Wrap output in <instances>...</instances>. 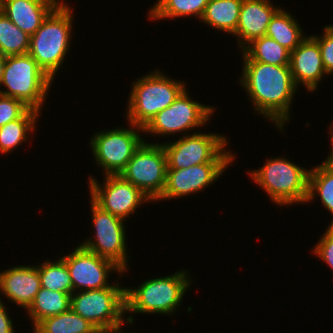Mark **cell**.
<instances>
[{
  "label": "cell",
  "mask_w": 333,
  "mask_h": 333,
  "mask_svg": "<svg viewBox=\"0 0 333 333\" xmlns=\"http://www.w3.org/2000/svg\"><path fill=\"white\" fill-rule=\"evenodd\" d=\"M243 64L240 84L249 94L253 107L283 131L285 122L290 121V106L298 89L290 66L257 61H244Z\"/></svg>",
  "instance_id": "6da1fadb"
},
{
  "label": "cell",
  "mask_w": 333,
  "mask_h": 333,
  "mask_svg": "<svg viewBox=\"0 0 333 333\" xmlns=\"http://www.w3.org/2000/svg\"><path fill=\"white\" fill-rule=\"evenodd\" d=\"M67 5L62 0L30 37L28 53L52 80L70 47L73 10Z\"/></svg>",
  "instance_id": "7a4b0ae2"
},
{
  "label": "cell",
  "mask_w": 333,
  "mask_h": 333,
  "mask_svg": "<svg viewBox=\"0 0 333 333\" xmlns=\"http://www.w3.org/2000/svg\"><path fill=\"white\" fill-rule=\"evenodd\" d=\"M161 73L155 70L133 82L126 114L129 123L144 128L157 113L169 107L187 89L184 82Z\"/></svg>",
  "instance_id": "3957f363"
},
{
  "label": "cell",
  "mask_w": 333,
  "mask_h": 333,
  "mask_svg": "<svg viewBox=\"0 0 333 333\" xmlns=\"http://www.w3.org/2000/svg\"><path fill=\"white\" fill-rule=\"evenodd\" d=\"M189 277L187 271L179 270L166 277L146 280L138 288L127 287L126 313L173 314L192 282Z\"/></svg>",
  "instance_id": "277c9868"
},
{
  "label": "cell",
  "mask_w": 333,
  "mask_h": 333,
  "mask_svg": "<svg viewBox=\"0 0 333 333\" xmlns=\"http://www.w3.org/2000/svg\"><path fill=\"white\" fill-rule=\"evenodd\" d=\"M309 171L284 157H276L248 173L266 191L273 203L282 206L306 203Z\"/></svg>",
  "instance_id": "5b68a950"
},
{
  "label": "cell",
  "mask_w": 333,
  "mask_h": 333,
  "mask_svg": "<svg viewBox=\"0 0 333 333\" xmlns=\"http://www.w3.org/2000/svg\"><path fill=\"white\" fill-rule=\"evenodd\" d=\"M53 80L29 53L6 56L0 94L22 101L30 109L41 111Z\"/></svg>",
  "instance_id": "8992f818"
},
{
  "label": "cell",
  "mask_w": 333,
  "mask_h": 333,
  "mask_svg": "<svg viewBox=\"0 0 333 333\" xmlns=\"http://www.w3.org/2000/svg\"><path fill=\"white\" fill-rule=\"evenodd\" d=\"M162 146L167 157V169H182L203 163H231L235 156L227 151V138L216 133L183 135Z\"/></svg>",
  "instance_id": "52a82bcc"
},
{
  "label": "cell",
  "mask_w": 333,
  "mask_h": 333,
  "mask_svg": "<svg viewBox=\"0 0 333 333\" xmlns=\"http://www.w3.org/2000/svg\"><path fill=\"white\" fill-rule=\"evenodd\" d=\"M125 289L116 282L106 288L73 292L70 308L97 329L124 325Z\"/></svg>",
  "instance_id": "ba28073f"
},
{
  "label": "cell",
  "mask_w": 333,
  "mask_h": 333,
  "mask_svg": "<svg viewBox=\"0 0 333 333\" xmlns=\"http://www.w3.org/2000/svg\"><path fill=\"white\" fill-rule=\"evenodd\" d=\"M151 201H157L166 186L167 157L162 143L144 141L119 174Z\"/></svg>",
  "instance_id": "9c48e42d"
},
{
  "label": "cell",
  "mask_w": 333,
  "mask_h": 333,
  "mask_svg": "<svg viewBox=\"0 0 333 333\" xmlns=\"http://www.w3.org/2000/svg\"><path fill=\"white\" fill-rule=\"evenodd\" d=\"M129 125L130 129L118 127L95 133L91 138L90 147L96 164L103 167L105 175H119L145 141L139 134L143 132V128L132 123Z\"/></svg>",
  "instance_id": "30bf717a"
},
{
  "label": "cell",
  "mask_w": 333,
  "mask_h": 333,
  "mask_svg": "<svg viewBox=\"0 0 333 333\" xmlns=\"http://www.w3.org/2000/svg\"><path fill=\"white\" fill-rule=\"evenodd\" d=\"M91 213L94 225V240L90 238L82 242L81 246L98 256L107 258L115 262L124 271L128 270V253L126 244V234L124 219L112 215L108 211L99 207L92 199Z\"/></svg>",
  "instance_id": "8fae6325"
},
{
  "label": "cell",
  "mask_w": 333,
  "mask_h": 333,
  "mask_svg": "<svg viewBox=\"0 0 333 333\" xmlns=\"http://www.w3.org/2000/svg\"><path fill=\"white\" fill-rule=\"evenodd\" d=\"M214 109L192 100L185 89L169 107L157 113L143 131L160 136L183 133L204 126Z\"/></svg>",
  "instance_id": "7c38bea8"
},
{
  "label": "cell",
  "mask_w": 333,
  "mask_h": 333,
  "mask_svg": "<svg viewBox=\"0 0 333 333\" xmlns=\"http://www.w3.org/2000/svg\"><path fill=\"white\" fill-rule=\"evenodd\" d=\"M103 186L92 176L89 178L90 199L103 210L124 220L133 214L138 206L151 201L131 182L120 175H105Z\"/></svg>",
  "instance_id": "4fadbf2b"
},
{
  "label": "cell",
  "mask_w": 333,
  "mask_h": 333,
  "mask_svg": "<svg viewBox=\"0 0 333 333\" xmlns=\"http://www.w3.org/2000/svg\"><path fill=\"white\" fill-rule=\"evenodd\" d=\"M67 266L73 283V292L101 289L112 286L109 284V273L117 271L124 273L115 262L98 256L79 245L73 252L61 257Z\"/></svg>",
  "instance_id": "5bb4252c"
},
{
  "label": "cell",
  "mask_w": 333,
  "mask_h": 333,
  "mask_svg": "<svg viewBox=\"0 0 333 333\" xmlns=\"http://www.w3.org/2000/svg\"><path fill=\"white\" fill-rule=\"evenodd\" d=\"M229 164L231 165V163H203L188 168L167 169L166 186L157 201L200 192L216 182Z\"/></svg>",
  "instance_id": "9a60e30c"
},
{
  "label": "cell",
  "mask_w": 333,
  "mask_h": 333,
  "mask_svg": "<svg viewBox=\"0 0 333 333\" xmlns=\"http://www.w3.org/2000/svg\"><path fill=\"white\" fill-rule=\"evenodd\" d=\"M290 71L296 87L303 84L306 90L314 91L324 75L321 50L318 42L312 37H306L290 52Z\"/></svg>",
  "instance_id": "2e32d148"
},
{
  "label": "cell",
  "mask_w": 333,
  "mask_h": 333,
  "mask_svg": "<svg viewBox=\"0 0 333 333\" xmlns=\"http://www.w3.org/2000/svg\"><path fill=\"white\" fill-rule=\"evenodd\" d=\"M41 288L37 266H15L0 272V293L23 307L29 308Z\"/></svg>",
  "instance_id": "e0dca14e"
},
{
  "label": "cell",
  "mask_w": 333,
  "mask_h": 333,
  "mask_svg": "<svg viewBox=\"0 0 333 333\" xmlns=\"http://www.w3.org/2000/svg\"><path fill=\"white\" fill-rule=\"evenodd\" d=\"M280 7L269 0H243L236 32L240 48L266 35L268 24Z\"/></svg>",
  "instance_id": "ac0fdd59"
},
{
  "label": "cell",
  "mask_w": 333,
  "mask_h": 333,
  "mask_svg": "<svg viewBox=\"0 0 333 333\" xmlns=\"http://www.w3.org/2000/svg\"><path fill=\"white\" fill-rule=\"evenodd\" d=\"M60 0H0V10L30 37Z\"/></svg>",
  "instance_id": "d6986e66"
},
{
  "label": "cell",
  "mask_w": 333,
  "mask_h": 333,
  "mask_svg": "<svg viewBox=\"0 0 333 333\" xmlns=\"http://www.w3.org/2000/svg\"><path fill=\"white\" fill-rule=\"evenodd\" d=\"M242 2L243 0H209L200 20L212 28L234 34Z\"/></svg>",
  "instance_id": "ffe728a7"
},
{
  "label": "cell",
  "mask_w": 333,
  "mask_h": 333,
  "mask_svg": "<svg viewBox=\"0 0 333 333\" xmlns=\"http://www.w3.org/2000/svg\"><path fill=\"white\" fill-rule=\"evenodd\" d=\"M241 52L244 61L290 65V51L266 35L252 40Z\"/></svg>",
  "instance_id": "44dd1931"
},
{
  "label": "cell",
  "mask_w": 333,
  "mask_h": 333,
  "mask_svg": "<svg viewBox=\"0 0 333 333\" xmlns=\"http://www.w3.org/2000/svg\"><path fill=\"white\" fill-rule=\"evenodd\" d=\"M266 36L293 51L307 36H303L301 27L290 13L280 8L271 18Z\"/></svg>",
  "instance_id": "7402d4cb"
},
{
  "label": "cell",
  "mask_w": 333,
  "mask_h": 333,
  "mask_svg": "<svg viewBox=\"0 0 333 333\" xmlns=\"http://www.w3.org/2000/svg\"><path fill=\"white\" fill-rule=\"evenodd\" d=\"M71 294L40 288L27 309L33 327L44 318L61 314L70 309Z\"/></svg>",
  "instance_id": "603a6c76"
},
{
  "label": "cell",
  "mask_w": 333,
  "mask_h": 333,
  "mask_svg": "<svg viewBox=\"0 0 333 333\" xmlns=\"http://www.w3.org/2000/svg\"><path fill=\"white\" fill-rule=\"evenodd\" d=\"M96 327L71 308L58 315L39 321L33 333H95Z\"/></svg>",
  "instance_id": "cb8c5ba5"
},
{
  "label": "cell",
  "mask_w": 333,
  "mask_h": 333,
  "mask_svg": "<svg viewBox=\"0 0 333 333\" xmlns=\"http://www.w3.org/2000/svg\"><path fill=\"white\" fill-rule=\"evenodd\" d=\"M39 115V111L29 108L19 119L0 127V152L9 153L26 142L27 133H33Z\"/></svg>",
  "instance_id": "d4e9b609"
},
{
  "label": "cell",
  "mask_w": 333,
  "mask_h": 333,
  "mask_svg": "<svg viewBox=\"0 0 333 333\" xmlns=\"http://www.w3.org/2000/svg\"><path fill=\"white\" fill-rule=\"evenodd\" d=\"M209 0H158L149 11V18L173 19L176 17L196 16L201 19Z\"/></svg>",
  "instance_id": "484cf974"
},
{
  "label": "cell",
  "mask_w": 333,
  "mask_h": 333,
  "mask_svg": "<svg viewBox=\"0 0 333 333\" xmlns=\"http://www.w3.org/2000/svg\"><path fill=\"white\" fill-rule=\"evenodd\" d=\"M316 193L326 210L333 214V171L323 162L309 171L306 203L317 197ZM330 226H333V220Z\"/></svg>",
  "instance_id": "4316f807"
},
{
  "label": "cell",
  "mask_w": 333,
  "mask_h": 333,
  "mask_svg": "<svg viewBox=\"0 0 333 333\" xmlns=\"http://www.w3.org/2000/svg\"><path fill=\"white\" fill-rule=\"evenodd\" d=\"M37 268L42 288L67 294L73 293L72 279L62 258L53 262L45 260Z\"/></svg>",
  "instance_id": "83f0119b"
},
{
  "label": "cell",
  "mask_w": 333,
  "mask_h": 333,
  "mask_svg": "<svg viewBox=\"0 0 333 333\" xmlns=\"http://www.w3.org/2000/svg\"><path fill=\"white\" fill-rule=\"evenodd\" d=\"M30 36L0 10V54L23 55L29 50Z\"/></svg>",
  "instance_id": "f1b7e54d"
},
{
  "label": "cell",
  "mask_w": 333,
  "mask_h": 333,
  "mask_svg": "<svg viewBox=\"0 0 333 333\" xmlns=\"http://www.w3.org/2000/svg\"><path fill=\"white\" fill-rule=\"evenodd\" d=\"M28 109L22 101L0 94V127L19 119Z\"/></svg>",
  "instance_id": "f546056e"
},
{
  "label": "cell",
  "mask_w": 333,
  "mask_h": 333,
  "mask_svg": "<svg viewBox=\"0 0 333 333\" xmlns=\"http://www.w3.org/2000/svg\"><path fill=\"white\" fill-rule=\"evenodd\" d=\"M322 36L311 35L321 50L324 70L327 74H333V25L325 26Z\"/></svg>",
  "instance_id": "4dcf8cb0"
},
{
  "label": "cell",
  "mask_w": 333,
  "mask_h": 333,
  "mask_svg": "<svg viewBox=\"0 0 333 333\" xmlns=\"http://www.w3.org/2000/svg\"><path fill=\"white\" fill-rule=\"evenodd\" d=\"M312 252L333 270V226L329 225Z\"/></svg>",
  "instance_id": "1f68e13d"
},
{
  "label": "cell",
  "mask_w": 333,
  "mask_h": 333,
  "mask_svg": "<svg viewBox=\"0 0 333 333\" xmlns=\"http://www.w3.org/2000/svg\"><path fill=\"white\" fill-rule=\"evenodd\" d=\"M13 322L0 299V333H14Z\"/></svg>",
  "instance_id": "d6a6232c"
},
{
  "label": "cell",
  "mask_w": 333,
  "mask_h": 333,
  "mask_svg": "<svg viewBox=\"0 0 333 333\" xmlns=\"http://www.w3.org/2000/svg\"><path fill=\"white\" fill-rule=\"evenodd\" d=\"M331 128H330V139H331V146L332 148L330 149V155L326 158V160L323 161V163L333 171V121L331 123Z\"/></svg>",
  "instance_id": "836d02e7"
},
{
  "label": "cell",
  "mask_w": 333,
  "mask_h": 333,
  "mask_svg": "<svg viewBox=\"0 0 333 333\" xmlns=\"http://www.w3.org/2000/svg\"><path fill=\"white\" fill-rule=\"evenodd\" d=\"M122 325L112 327V328H102L96 329L95 333H124L121 329Z\"/></svg>",
  "instance_id": "e575fe53"
},
{
  "label": "cell",
  "mask_w": 333,
  "mask_h": 333,
  "mask_svg": "<svg viewBox=\"0 0 333 333\" xmlns=\"http://www.w3.org/2000/svg\"><path fill=\"white\" fill-rule=\"evenodd\" d=\"M6 56L0 54V83L3 76L4 66H5Z\"/></svg>",
  "instance_id": "d590c367"
}]
</instances>
